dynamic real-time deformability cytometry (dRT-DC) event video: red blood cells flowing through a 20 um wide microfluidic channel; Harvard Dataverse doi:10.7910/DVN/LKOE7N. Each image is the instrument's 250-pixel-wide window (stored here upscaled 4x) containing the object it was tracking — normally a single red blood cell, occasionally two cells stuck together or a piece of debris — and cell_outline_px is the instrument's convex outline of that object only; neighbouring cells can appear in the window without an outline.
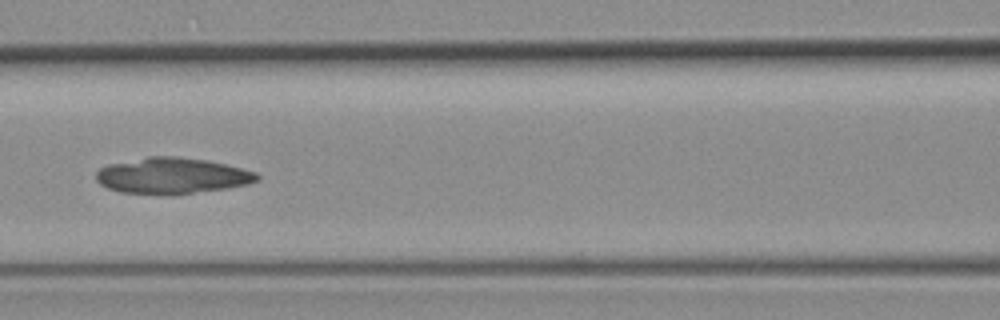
{"species": "common noctule bat (a hibernating species)", "species_latin": "Nyctalus noctula", "temperature_condition": "room temperature", "stored_images_in_passage": 6, "camera_frame_rate_fps": 3000, "um_per_image_px": 0.085, "animal": {"sex": "female", "body_mass_g": 19.3, "forearm_length_mm": 54.1}, "frame": {"image": 1, "passage_image": 6, "time_ms": 5.667, "image_size_px": [1000, 320], "cell_outline_px": [[260, 180], [248, 184], [224, 188], [192, 192], [120, 192], [108, 188], [100, 184], [96, 180], [96, 172], [100, 168], [108, 164], [148, 156], [176, 156], [208, 160], [256, 172], [260, 176]], "centroid_in_image_um": [14.62, 14.89], "position_along_channel_um": 152.0, "area_um2": 32.89}}